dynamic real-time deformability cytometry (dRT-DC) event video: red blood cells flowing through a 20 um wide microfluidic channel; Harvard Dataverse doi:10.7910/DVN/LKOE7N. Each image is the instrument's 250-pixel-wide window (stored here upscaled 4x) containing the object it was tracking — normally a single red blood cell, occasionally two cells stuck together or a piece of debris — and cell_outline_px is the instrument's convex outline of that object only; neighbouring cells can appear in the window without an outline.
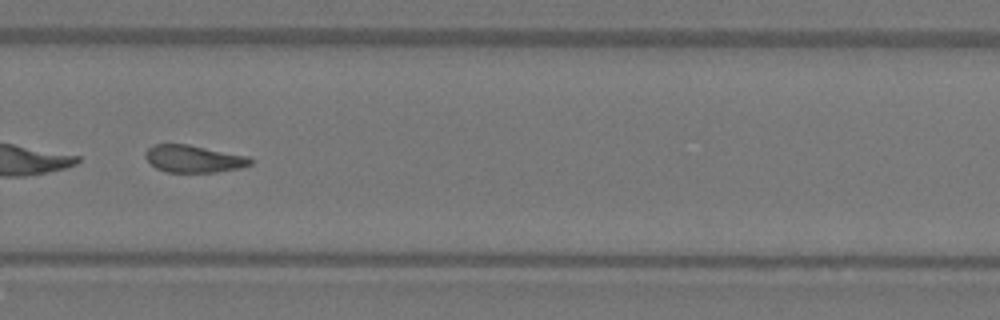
{"species": "Egyptian fruit bat (a non-hibernating species)", "species_latin": "Rousettus aegyptiacus", "temperature_condition": "warm", "stored_images_in_passage": 49, "camera_frame_rate_fps": 3000, "um_per_image_px": 0.085, "animal": {"sex": "female"}, "frame": {"image": 1, "passage_image": 35, "time_ms": 11.333, "image_size_px": [1000, 320], "cell_outline_px": [[252, 164], [240, 168], [216, 172], [168, 172], [156, 168], [144, 156], [148, 148], [152, 144], [188, 144], [248, 156], [252, 160]], "centroid_in_image_um": [16.46, 13.49], "position_along_channel_um": 313.3, "area_um2": 16.65}, "authors_computed_cell_mechanics": {"area_um2": 19.363, "velocity_mm_per_s": 4.0605, "shape_relaxation_time_tau1_ms": null, "shape_relaxation_time_tau2_ms": 3.5332, "deformation_change_tau1": null, "deformation_change_tau2": 0.1117}}